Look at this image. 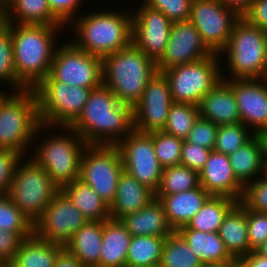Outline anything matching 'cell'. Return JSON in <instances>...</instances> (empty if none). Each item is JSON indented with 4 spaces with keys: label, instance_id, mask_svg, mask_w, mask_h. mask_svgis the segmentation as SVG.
Returning <instances> with one entry per match:
<instances>
[{
    "label": "cell",
    "instance_id": "1",
    "mask_svg": "<svg viewBox=\"0 0 267 267\" xmlns=\"http://www.w3.org/2000/svg\"><path fill=\"white\" fill-rule=\"evenodd\" d=\"M89 145H117L133 129V107L105 85L92 89L81 114L69 126Z\"/></svg>",
    "mask_w": 267,
    "mask_h": 267
},
{
    "label": "cell",
    "instance_id": "2",
    "mask_svg": "<svg viewBox=\"0 0 267 267\" xmlns=\"http://www.w3.org/2000/svg\"><path fill=\"white\" fill-rule=\"evenodd\" d=\"M5 24L12 34L16 79L26 89H34L49 75L58 36L68 29L65 25Z\"/></svg>",
    "mask_w": 267,
    "mask_h": 267
},
{
    "label": "cell",
    "instance_id": "3",
    "mask_svg": "<svg viewBox=\"0 0 267 267\" xmlns=\"http://www.w3.org/2000/svg\"><path fill=\"white\" fill-rule=\"evenodd\" d=\"M120 11L102 7L97 11L82 12V15L79 13L68 25L75 35L69 40L78 49L100 58L128 47L132 44L133 14Z\"/></svg>",
    "mask_w": 267,
    "mask_h": 267
},
{
    "label": "cell",
    "instance_id": "4",
    "mask_svg": "<svg viewBox=\"0 0 267 267\" xmlns=\"http://www.w3.org/2000/svg\"><path fill=\"white\" fill-rule=\"evenodd\" d=\"M48 132L51 134L48 135ZM44 133L47 135L45 138ZM39 137L40 140H44L38 141ZM32 146L31 152L32 149L34 152L29 153L31 158L46 170L60 190L80 178V159L87 143L78 132L66 126L53 127L41 124Z\"/></svg>",
    "mask_w": 267,
    "mask_h": 267
},
{
    "label": "cell",
    "instance_id": "5",
    "mask_svg": "<svg viewBox=\"0 0 267 267\" xmlns=\"http://www.w3.org/2000/svg\"><path fill=\"white\" fill-rule=\"evenodd\" d=\"M157 72L156 62L133 43L102 58V84L121 103L132 107L141 99L148 81Z\"/></svg>",
    "mask_w": 267,
    "mask_h": 267
},
{
    "label": "cell",
    "instance_id": "6",
    "mask_svg": "<svg viewBox=\"0 0 267 267\" xmlns=\"http://www.w3.org/2000/svg\"><path fill=\"white\" fill-rule=\"evenodd\" d=\"M219 57L221 66L227 65L221 67L222 79L263 78L267 70V33L241 17Z\"/></svg>",
    "mask_w": 267,
    "mask_h": 267
},
{
    "label": "cell",
    "instance_id": "7",
    "mask_svg": "<svg viewBox=\"0 0 267 267\" xmlns=\"http://www.w3.org/2000/svg\"><path fill=\"white\" fill-rule=\"evenodd\" d=\"M40 125L34 89L11 92L0 104V149L28 156Z\"/></svg>",
    "mask_w": 267,
    "mask_h": 267
},
{
    "label": "cell",
    "instance_id": "8",
    "mask_svg": "<svg viewBox=\"0 0 267 267\" xmlns=\"http://www.w3.org/2000/svg\"><path fill=\"white\" fill-rule=\"evenodd\" d=\"M27 157L17 162L7 195L34 224L60 189L44 168Z\"/></svg>",
    "mask_w": 267,
    "mask_h": 267
},
{
    "label": "cell",
    "instance_id": "9",
    "mask_svg": "<svg viewBox=\"0 0 267 267\" xmlns=\"http://www.w3.org/2000/svg\"><path fill=\"white\" fill-rule=\"evenodd\" d=\"M91 90L61 81H41L34 88L41 124L69 127L81 114Z\"/></svg>",
    "mask_w": 267,
    "mask_h": 267
},
{
    "label": "cell",
    "instance_id": "10",
    "mask_svg": "<svg viewBox=\"0 0 267 267\" xmlns=\"http://www.w3.org/2000/svg\"><path fill=\"white\" fill-rule=\"evenodd\" d=\"M219 54H212L202 60L178 65L164 70L174 102L199 105L201 99L221 77Z\"/></svg>",
    "mask_w": 267,
    "mask_h": 267
},
{
    "label": "cell",
    "instance_id": "11",
    "mask_svg": "<svg viewBox=\"0 0 267 267\" xmlns=\"http://www.w3.org/2000/svg\"><path fill=\"white\" fill-rule=\"evenodd\" d=\"M124 171L117 145H89L80 159V180L88 184L109 206L114 202L119 177Z\"/></svg>",
    "mask_w": 267,
    "mask_h": 267
},
{
    "label": "cell",
    "instance_id": "12",
    "mask_svg": "<svg viewBox=\"0 0 267 267\" xmlns=\"http://www.w3.org/2000/svg\"><path fill=\"white\" fill-rule=\"evenodd\" d=\"M42 81H61L68 85L95 89L102 84V58L78 49L63 39L57 47L49 75Z\"/></svg>",
    "mask_w": 267,
    "mask_h": 267
},
{
    "label": "cell",
    "instance_id": "13",
    "mask_svg": "<svg viewBox=\"0 0 267 267\" xmlns=\"http://www.w3.org/2000/svg\"><path fill=\"white\" fill-rule=\"evenodd\" d=\"M241 17L219 0H193L189 20L208 49L219 54Z\"/></svg>",
    "mask_w": 267,
    "mask_h": 267
},
{
    "label": "cell",
    "instance_id": "14",
    "mask_svg": "<svg viewBox=\"0 0 267 267\" xmlns=\"http://www.w3.org/2000/svg\"><path fill=\"white\" fill-rule=\"evenodd\" d=\"M117 147L122 155L124 171L156 193L163 168L155 153L153 137L133 129Z\"/></svg>",
    "mask_w": 267,
    "mask_h": 267
},
{
    "label": "cell",
    "instance_id": "15",
    "mask_svg": "<svg viewBox=\"0 0 267 267\" xmlns=\"http://www.w3.org/2000/svg\"><path fill=\"white\" fill-rule=\"evenodd\" d=\"M88 221L68 196L60 190L34 223V234L48 242L65 246Z\"/></svg>",
    "mask_w": 267,
    "mask_h": 267
},
{
    "label": "cell",
    "instance_id": "16",
    "mask_svg": "<svg viewBox=\"0 0 267 267\" xmlns=\"http://www.w3.org/2000/svg\"><path fill=\"white\" fill-rule=\"evenodd\" d=\"M173 103L168 80L157 71L148 81L141 99L133 106L134 130L143 133L162 131Z\"/></svg>",
    "mask_w": 267,
    "mask_h": 267
},
{
    "label": "cell",
    "instance_id": "17",
    "mask_svg": "<svg viewBox=\"0 0 267 267\" xmlns=\"http://www.w3.org/2000/svg\"><path fill=\"white\" fill-rule=\"evenodd\" d=\"M132 10V43L146 56L157 62L164 54L169 41L172 21L161 11L152 9L144 3Z\"/></svg>",
    "mask_w": 267,
    "mask_h": 267
},
{
    "label": "cell",
    "instance_id": "18",
    "mask_svg": "<svg viewBox=\"0 0 267 267\" xmlns=\"http://www.w3.org/2000/svg\"><path fill=\"white\" fill-rule=\"evenodd\" d=\"M213 53L190 20L172 22L164 54L156 62L158 72L202 60Z\"/></svg>",
    "mask_w": 267,
    "mask_h": 267
},
{
    "label": "cell",
    "instance_id": "19",
    "mask_svg": "<svg viewBox=\"0 0 267 267\" xmlns=\"http://www.w3.org/2000/svg\"><path fill=\"white\" fill-rule=\"evenodd\" d=\"M223 80L235 94L241 123L253 134L267 129V85L263 78Z\"/></svg>",
    "mask_w": 267,
    "mask_h": 267
},
{
    "label": "cell",
    "instance_id": "20",
    "mask_svg": "<svg viewBox=\"0 0 267 267\" xmlns=\"http://www.w3.org/2000/svg\"><path fill=\"white\" fill-rule=\"evenodd\" d=\"M199 178L200 186L210 195L227 196L240 202L244 187L235 178L228 155L211 150Z\"/></svg>",
    "mask_w": 267,
    "mask_h": 267
},
{
    "label": "cell",
    "instance_id": "21",
    "mask_svg": "<svg viewBox=\"0 0 267 267\" xmlns=\"http://www.w3.org/2000/svg\"><path fill=\"white\" fill-rule=\"evenodd\" d=\"M198 108L200 117L217 126L241 123L235 94L223 79L206 93Z\"/></svg>",
    "mask_w": 267,
    "mask_h": 267
},
{
    "label": "cell",
    "instance_id": "22",
    "mask_svg": "<svg viewBox=\"0 0 267 267\" xmlns=\"http://www.w3.org/2000/svg\"><path fill=\"white\" fill-rule=\"evenodd\" d=\"M210 196L202 186H199L173 195H155V198L162 203L169 226L173 231H177L188 224Z\"/></svg>",
    "mask_w": 267,
    "mask_h": 267
},
{
    "label": "cell",
    "instance_id": "23",
    "mask_svg": "<svg viewBox=\"0 0 267 267\" xmlns=\"http://www.w3.org/2000/svg\"><path fill=\"white\" fill-rule=\"evenodd\" d=\"M155 198V193L139 183L125 171L119 177L114 202L110 206V219L120 220L147 206Z\"/></svg>",
    "mask_w": 267,
    "mask_h": 267
},
{
    "label": "cell",
    "instance_id": "24",
    "mask_svg": "<svg viewBox=\"0 0 267 267\" xmlns=\"http://www.w3.org/2000/svg\"><path fill=\"white\" fill-rule=\"evenodd\" d=\"M191 251L204 264L237 263L230 255L218 232H202L182 226L176 231Z\"/></svg>",
    "mask_w": 267,
    "mask_h": 267
},
{
    "label": "cell",
    "instance_id": "25",
    "mask_svg": "<svg viewBox=\"0 0 267 267\" xmlns=\"http://www.w3.org/2000/svg\"><path fill=\"white\" fill-rule=\"evenodd\" d=\"M120 221L132 236H170L174 231L169 226L162 203L154 198L147 206L128 214Z\"/></svg>",
    "mask_w": 267,
    "mask_h": 267
},
{
    "label": "cell",
    "instance_id": "26",
    "mask_svg": "<svg viewBox=\"0 0 267 267\" xmlns=\"http://www.w3.org/2000/svg\"><path fill=\"white\" fill-rule=\"evenodd\" d=\"M218 234L237 262L252 251L248 239L246 207L241 202H237L225 215Z\"/></svg>",
    "mask_w": 267,
    "mask_h": 267
},
{
    "label": "cell",
    "instance_id": "27",
    "mask_svg": "<svg viewBox=\"0 0 267 267\" xmlns=\"http://www.w3.org/2000/svg\"><path fill=\"white\" fill-rule=\"evenodd\" d=\"M4 23L64 25L50 10L47 0H0Z\"/></svg>",
    "mask_w": 267,
    "mask_h": 267
},
{
    "label": "cell",
    "instance_id": "28",
    "mask_svg": "<svg viewBox=\"0 0 267 267\" xmlns=\"http://www.w3.org/2000/svg\"><path fill=\"white\" fill-rule=\"evenodd\" d=\"M104 221H88L64 246L85 267H100Z\"/></svg>",
    "mask_w": 267,
    "mask_h": 267
},
{
    "label": "cell",
    "instance_id": "29",
    "mask_svg": "<svg viewBox=\"0 0 267 267\" xmlns=\"http://www.w3.org/2000/svg\"><path fill=\"white\" fill-rule=\"evenodd\" d=\"M132 235L120 220L103 223L100 267H125Z\"/></svg>",
    "mask_w": 267,
    "mask_h": 267
},
{
    "label": "cell",
    "instance_id": "30",
    "mask_svg": "<svg viewBox=\"0 0 267 267\" xmlns=\"http://www.w3.org/2000/svg\"><path fill=\"white\" fill-rule=\"evenodd\" d=\"M229 159L233 174L243 187L261 177L263 173V153L258 135L254 134L239 149L231 153Z\"/></svg>",
    "mask_w": 267,
    "mask_h": 267
},
{
    "label": "cell",
    "instance_id": "31",
    "mask_svg": "<svg viewBox=\"0 0 267 267\" xmlns=\"http://www.w3.org/2000/svg\"><path fill=\"white\" fill-rule=\"evenodd\" d=\"M63 245L48 242L35 234L22 240L10 267H53Z\"/></svg>",
    "mask_w": 267,
    "mask_h": 267
},
{
    "label": "cell",
    "instance_id": "32",
    "mask_svg": "<svg viewBox=\"0 0 267 267\" xmlns=\"http://www.w3.org/2000/svg\"><path fill=\"white\" fill-rule=\"evenodd\" d=\"M89 221L110 219V206L86 183L74 180L61 189Z\"/></svg>",
    "mask_w": 267,
    "mask_h": 267
},
{
    "label": "cell",
    "instance_id": "33",
    "mask_svg": "<svg viewBox=\"0 0 267 267\" xmlns=\"http://www.w3.org/2000/svg\"><path fill=\"white\" fill-rule=\"evenodd\" d=\"M237 202L227 196L211 195L186 226L202 232H218L225 215Z\"/></svg>",
    "mask_w": 267,
    "mask_h": 267
},
{
    "label": "cell",
    "instance_id": "34",
    "mask_svg": "<svg viewBox=\"0 0 267 267\" xmlns=\"http://www.w3.org/2000/svg\"><path fill=\"white\" fill-rule=\"evenodd\" d=\"M165 238L132 236L125 267H159Z\"/></svg>",
    "mask_w": 267,
    "mask_h": 267
},
{
    "label": "cell",
    "instance_id": "35",
    "mask_svg": "<svg viewBox=\"0 0 267 267\" xmlns=\"http://www.w3.org/2000/svg\"><path fill=\"white\" fill-rule=\"evenodd\" d=\"M200 186L199 172L184 165L164 168L155 195H173Z\"/></svg>",
    "mask_w": 267,
    "mask_h": 267
},
{
    "label": "cell",
    "instance_id": "36",
    "mask_svg": "<svg viewBox=\"0 0 267 267\" xmlns=\"http://www.w3.org/2000/svg\"><path fill=\"white\" fill-rule=\"evenodd\" d=\"M203 265L176 231L165 238L160 267H202Z\"/></svg>",
    "mask_w": 267,
    "mask_h": 267
},
{
    "label": "cell",
    "instance_id": "37",
    "mask_svg": "<svg viewBox=\"0 0 267 267\" xmlns=\"http://www.w3.org/2000/svg\"><path fill=\"white\" fill-rule=\"evenodd\" d=\"M199 116L197 105L174 102L170 106L167 122L162 131L185 140Z\"/></svg>",
    "mask_w": 267,
    "mask_h": 267
},
{
    "label": "cell",
    "instance_id": "38",
    "mask_svg": "<svg viewBox=\"0 0 267 267\" xmlns=\"http://www.w3.org/2000/svg\"><path fill=\"white\" fill-rule=\"evenodd\" d=\"M4 84H9L8 86H4L5 89L6 87H8V90L10 89L9 92L26 89L16 79L12 34L10 28L5 23L0 26V88Z\"/></svg>",
    "mask_w": 267,
    "mask_h": 267
},
{
    "label": "cell",
    "instance_id": "39",
    "mask_svg": "<svg viewBox=\"0 0 267 267\" xmlns=\"http://www.w3.org/2000/svg\"><path fill=\"white\" fill-rule=\"evenodd\" d=\"M254 134L242 123L218 126L214 151L230 155Z\"/></svg>",
    "mask_w": 267,
    "mask_h": 267
},
{
    "label": "cell",
    "instance_id": "40",
    "mask_svg": "<svg viewBox=\"0 0 267 267\" xmlns=\"http://www.w3.org/2000/svg\"><path fill=\"white\" fill-rule=\"evenodd\" d=\"M149 134L153 137L155 153L162 168L179 165L184 140L163 131H154Z\"/></svg>",
    "mask_w": 267,
    "mask_h": 267
},
{
    "label": "cell",
    "instance_id": "41",
    "mask_svg": "<svg viewBox=\"0 0 267 267\" xmlns=\"http://www.w3.org/2000/svg\"><path fill=\"white\" fill-rule=\"evenodd\" d=\"M0 229L34 232L33 222L15 206L8 195L0 196Z\"/></svg>",
    "mask_w": 267,
    "mask_h": 267
},
{
    "label": "cell",
    "instance_id": "42",
    "mask_svg": "<svg viewBox=\"0 0 267 267\" xmlns=\"http://www.w3.org/2000/svg\"><path fill=\"white\" fill-rule=\"evenodd\" d=\"M240 202L249 210L267 213V179L261 176L248 183Z\"/></svg>",
    "mask_w": 267,
    "mask_h": 267
},
{
    "label": "cell",
    "instance_id": "43",
    "mask_svg": "<svg viewBox=\"0 0 267 267\" xmlns=\"http://www.w3.org/2000/svg\"><path fill=\"white\" fill-rule=\"evenodd\" d=\"M146 6L161 11L170 21L189 20L193 0H141Z\"/></svg>",
    "mask_w": 267,
    "mask_h": 267
},
{
    "label": "cell",
    "instance_id": "44",
    "mask_svg": "<svg viewBox=\"0 0 267 267\" xmlns=\"http://www.w3.org/2000/svg\"><path fill=\"white\" fill-rule=\"evenodd\" d=\"M217 130L218 126L216 124L199 116L185 140L189 143L213 150Z\"/></svg>",
    "mask_w": 267,
    "mask_h": 267
},
{
    "label": "cell",
    "instance_id": "45",
    "mask_svg": "<svg viewBox=\"0 0 267 267\" xmlns=\"http://www.w3.org/2000/svg\"><path fill=\"white\" fill-rule=\"evenodd\" d=\"M249 246L252 251L267 241V213L246 208Z\"/></svg>",
    "mask_w": 267,
    "mask_h": 267
},
{
    "label": "cell",
    "instance_id": "46",
    "mask_svg": "<svg viewBox=\"0 0 267 267\" xmlns=\"http://www.w3.org/2000/svg\"><path fill=\"white\" fill-rule=\"evenodd\" d=\"M210 152L209 149L184 140L181 146L180 164L200 172L204 168Z\"/></svg>",
    "mask_w": 267,
    "mask_h": 267
},
{
    "label": "cell",
    "instance_id": "47",
    "mask_svg": "<svg viewBox=\"0 0 267 267\" xmlns=\"http://www.w3.org/2000/svg\"><path fill=\"white\" fill-rule=\"evenodd\" d=\"M34 232H11L0 229V261L10 264L23 239Z\"/></svg>",
    "mask_w": 267,
    "mask_h": 267
},
{
    "label": "cell",
    "instance_id": "48",
    "mask_svg": "<svg viewBox=\"0 0 267 267\" xmlns=\"http://www.w3.org/2000/svg\"><path fill=\"white\" fill-rule=\"evenodd\" d=\"M22 158L15 151L0 149V196L7 195L17 162Z\"/></svg>",
    "mask_w": 267,
    "mask_h": 267
},
{
    "label": "cell",
    "instance_id": "49",
    "mask_svg": "<svg viewBox=\"0 0 267 267\" xmlns=\"http://www.w3.org/2000/svg\"><path fill=\"white\" fill-rule=\"evenodd\" d=\"M82 1L83 0H47L51 12L65 26H68L79 15V11H82Z\"/></svg>",
    "mask_w": 267,
    "mask_h": 267
},
{
    "label": "cell",
    "instance_id": "50",
    "mask_svg": "<svg viewBox=\"0 0 267 267\" xmlns=\"http://www.w3.org/2000/svg\"><path fill=\"white\" fill-rule=\"evenodd\" d=\"M243 17L267 33V0H254Z\"/></svg>",
    "mask_w": 267,
    "mask_h": 267
},
{
    "label": "cell",
    "instance_id": "51",
    "mask_svg": "<svg viewBox=\"0 0 267 267\" xmlns=\"http://www.w3.org/2000/svg\"><path fill=\"white\" fill-rule=\"evenodd\" d=\"M237 264L238 267H267V258L256 251H251L248 255L242 257Z\"/></svg>",
    "mask_w": 267,
    "mask_h": 267
},
{
    "label": "cell",
    "instance_id": "52",
    "mask_svg": "<svg viewBox=\"0 0 267 267\" xmlns=\"http://www.w3.org/2000/svg\"><path fill=\"white\" fill-rule=\"evenodd\" d=\"M227 8L236 12L240 17H243L250 9L254 0H219Z\"/></svg>",
    "mask_w": 267,
    "mask_h": 267
},
{
    "label": "cell",
    "instance_id": "53",
    "mask_svg": "<svg viewBox=\"0 0 267 267\" xmlns=\"http://www.w3.org/2000/svg\"><path fill=\"white\" fill-rule=\"evenodd\" d=\"M53 267H85L76 257L63 249L57 256Z\"/></svg>",
    "mask_w": 267,
    "mask_h": 267
},
{
    "label": "cell",
    "instance_id": "54",
    "mask_svg": "<svg viewBox=\"0 0 267 267\" xmlns=\"http://www.w3.org/2000/svg\"><path fill=\"white\" fill-rule=\"evenodd\" d=\"M257 135L262 144L263 157H267V129L260 131Z\"/></svg>",
    "mask_w": 267,
    "mask_h": 267
},
{
    "label": "cell",
    "instance_id": "55",
    "mask_svg": "<svg viewBox=\"0 0 267 267\" xmlns=\"http://www.w3.org/2000/svg\"><path fill=\"white\" fill-rule=\"evenodd\" d=\"M261 256L267 258V241L255 250Z\"/></svg>",
    "mask_w": 267,
    "mask_h": 267
},
{
    "label": "cell",
    "instance_id": "56",
    "mask_svg": "<svg viewBox=\"0 0 267 267\" xmlns=\"http://www.w3.org/2000/svg\"><path fill=\"white\" fill-rule=\"evenodd\" d=\"M237 263H225V264H209L203 265L202 267H237Z\"/></svg>",
    "mask_w": 267,
    "mask_h": 267
},
{
    "label": "cell",
    "instance_id": "57",
    "mask_svg": "<svg viewBox=\"0 0 267 267\" xmlns=\"http://www.w3.org/2000/svg\"><path fill=\"white\" fill-rule=\"evenodd\" d=\"M262 176L267 179V157H263V173Z\"/></svg>",
    "mask_w": 267,
    "mask_h": 267
},
{
    "label": "cell",
    "instance_id": "58",
    "mask_svg": "<svg viewBox=\"0 0 267 267\" xmlns=\"http://www.w3.org/2000/svg\"><path fill=\"white\" fill-rule=\"evenodd\" d=\"M3 88L0 89V104L3 102V100L11 93V92H6L7 89L2 91Z\"/></svg>",
    "mask_w": 267,
    "mask_h": 267
},
{
    "label": "cell",
    "instance_id": "59",
    "mask_svg": "<svg viewBox=\"0 0 267 267\" xmlns=\"http://www.w3.org/2000/svg\"><path fill=\"white\" fill-rule=\"evenodd\" d=\"M4 23V16H3V6L0 1V26Z\"/></svg>",
    "mask_w": 267,
    "mask_h": 267
},
{
    "label": "cell",
    "instance_id": "60",
    "mask_svg": "<svg viewBox=\"0 0 267 267\" xmlns=\"http://www.w3.org/2000/svg\"><path fill=\"white\" fill-rule=\"evenodd\" d=\"M0 267H10L8 263H4L0 261Z\"/></svg>",
    "mask_w": 267,
    "mask_h": 267
},
{
    "label": "cell",
    "instance_id": "61",
    "mask_svg": "<svg viewBox=\"0 0 267 267\" xmlns=\"http://www.w3.org/2000/svg\"><path fill=\"white\" fill-rule=\"evenodd\" d=\"M263 80L265 81V83H266V85H267V70H266V72H265V75H264V77H263Z\"/></svg>",
    "mask_w": 267,
    "mask_h": 267
}]
</instances>
